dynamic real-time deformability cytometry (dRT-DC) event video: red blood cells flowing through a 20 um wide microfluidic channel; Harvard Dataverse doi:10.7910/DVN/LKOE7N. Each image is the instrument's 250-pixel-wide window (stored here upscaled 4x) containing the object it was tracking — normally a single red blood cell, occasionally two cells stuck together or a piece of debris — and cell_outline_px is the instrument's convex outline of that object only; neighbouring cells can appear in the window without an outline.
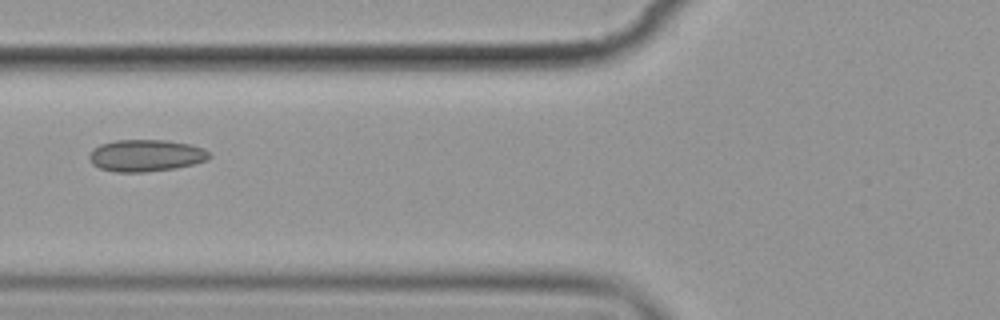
{"species": "common noctule bat (a hibernating species)", "species_latin": "Nyctalus noctula", "temperature_condition": "cold", "stored_images_in_passage": 9, "camera_frame_rate_fps": 3000, "um_per_image_px": 0.085, "animal": {"sex": "female", "body_mass_g": 19.9}, "frame": {"image": 1, "passage_image": 7, "time_ms": 7.0, "image_size_px": [1000, 320], "cell_outline_px": [[212, 156], [208, 160], [176, 168], [144, 172], [116, 172], [100, 168], [92, 164], [88, 160], [88, 156], [92, 148], [100, 144], [116, 140], [164, 140], [192, 144], [204, 148]], "centroid_in_image_um": [12.39, 13.21], "position_along_channel_um": 113.4, "area_um2": 22.54}}
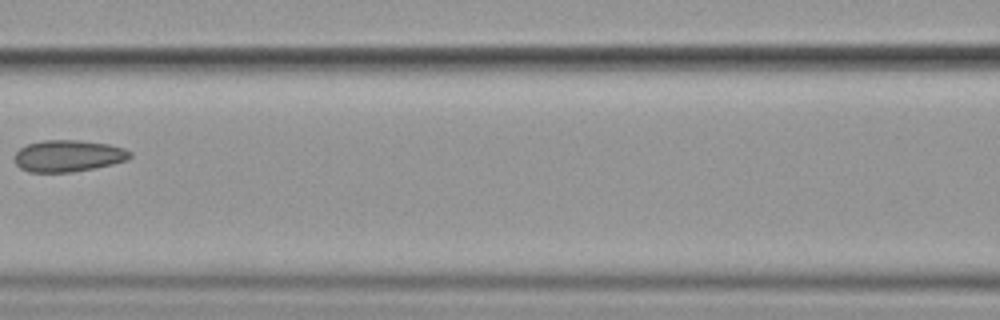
{"frame": {"image": 2, "passage_image": 8, "time_ms": 8.333, "image_size_px": [1000, 320], "cell_outline_px": [[132, 156], [128, 160], [96, 168], [72, 172], [28, 172], [20, 168], [16, 164], [16, 152], [20, 148], [28, 144], [44, 140], [80, 140], [108, 144], [124, 148], [132, 152]], "centroid_in_image_um": [5.83, 13.25], "position_along_channel_um": 160.8, "area_um2": 21.39}}
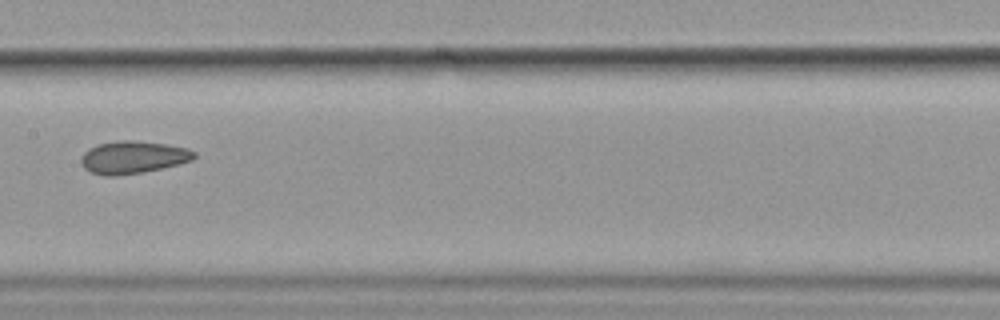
{"frame": {"image": 3, "passage_image": 9, "time_ms": 9.333, "image_size_px": [1000, 320], "cell_outline_px": [[196, 156], [192, 160], [160, 168], [140, 172], [116, 176], [104, 176], [88, 172], [80, 164], [80, 156], [88, 148], [96, 144], [116, 140], [128, 140], [164, 144], [188, 148], [196, 152]], "centroid_in_image_um": [11.22, 13.37], "position_along_channel_um": 196.2, "area_um2": 21.5}}